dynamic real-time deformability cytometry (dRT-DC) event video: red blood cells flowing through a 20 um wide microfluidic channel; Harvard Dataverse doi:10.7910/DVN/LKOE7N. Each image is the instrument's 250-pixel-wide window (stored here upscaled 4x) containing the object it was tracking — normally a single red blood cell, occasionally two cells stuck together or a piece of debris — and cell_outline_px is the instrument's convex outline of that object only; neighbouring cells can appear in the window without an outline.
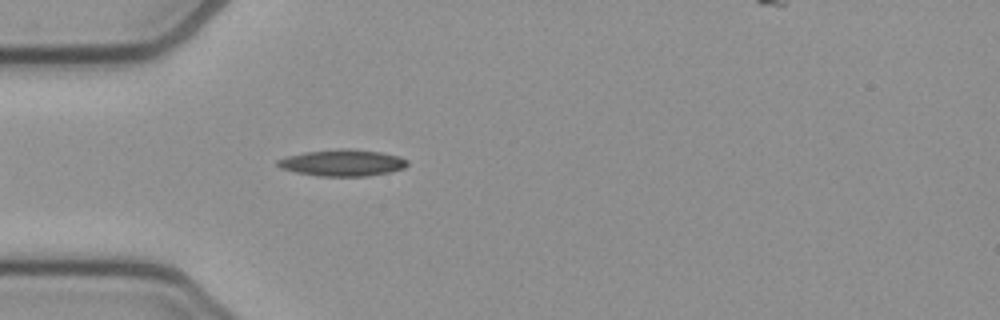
{"species": "common noctule bat (a hibernating species)", "species_latin": "Nyctalus noctula", "temperature_condition": "cold", "stored_images_in_passage": 15, "camera_frame_rate_fps": 3000, "um_per_image_px": 0.085, "animal": {"sex": "female", "body_mass_g": 21.9}, "frame": {"image": 1, "passage_image": 5, "time_ms": 1.333, "image_size_px": [1000, 320], "cell_outline_px": [[408, 164], [404, 168], [388, 172], [368, 176], [320, 176], [296, 172], [280, 168], [276, 164], [276, 160], [284, 156], [304, 152], [340, 148], [348, 148], [380, 152], [400, 156], [408, 160]], "centroid_in_image_um": [29.08, 13.83], "position_along_channel_um": 55.9, "area_um2": 20.23}}
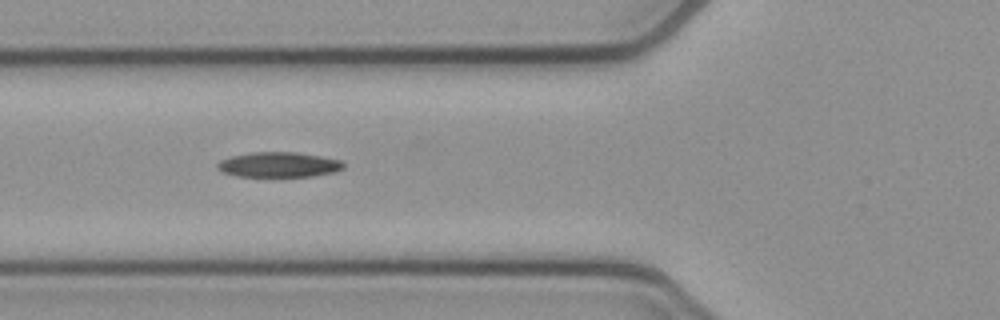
{"frame": {"image": 2, "passage_image": 9, "time_ms": 2.667, "image_size_px": [1000, 320], "cell_outline_px": [[344, 168], [336, 172], [312, 176], [236, 176], [224, 172], [216, 168], [216, 164], [220, 160], [232, 156], [252, 152], [296, 152], [320, 156], [340, 160], [344, 164]], "centroid_in_image_um": [23.7, 13.99], "position_along_channel_um": 102.1, "area_um2": 18.38}}